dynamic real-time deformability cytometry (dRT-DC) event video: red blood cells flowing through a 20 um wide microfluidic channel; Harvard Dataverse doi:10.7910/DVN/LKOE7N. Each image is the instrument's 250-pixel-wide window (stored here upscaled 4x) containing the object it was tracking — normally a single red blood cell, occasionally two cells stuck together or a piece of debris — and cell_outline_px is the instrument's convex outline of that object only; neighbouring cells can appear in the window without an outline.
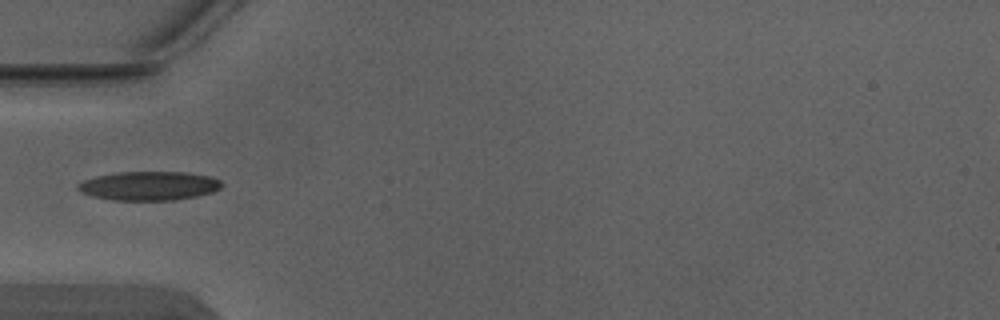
{"species": "Egyptian fruit bat (a non-hibernating species)", "species_latin": "Rousettus aegyptiacus", "temperature_condition": "warm", "stored_images_in_passage": 6, "camera_frame_rate_fps": 3000, "um_per_image_px": 0.085, "animal": {"sex": "male"}, "frame": {"image": 1, "passage_image": 5, "time_ms": 1.333, "image_size_px": [1000, 320], "cell_outline_px": [[224, 184], [220, 188], [212, 192], [196, 196], [172, 200], [112, 200], [92, 196], [80, 192], [76, 188], [76, 184], [84, 180], [96, 176], [116, 172], [184, 172], [212, 176], [220, 180]], "centroid_in_image_um": [12.65, 15.79], "position_along_channel_um": 72.4, "area_um2": 24.39}}
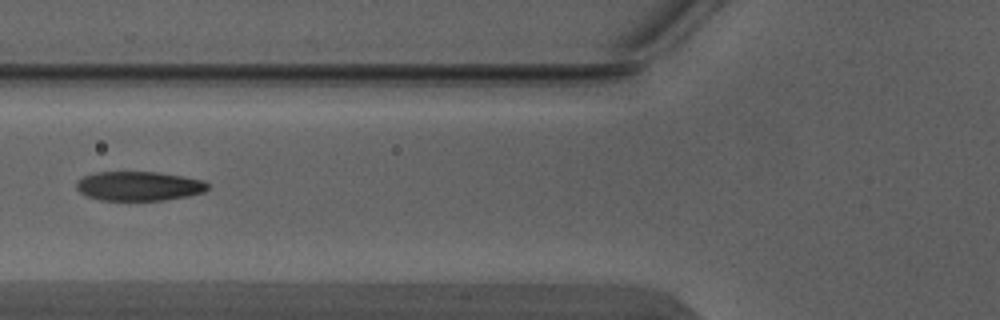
{"frame": {"image": 2, "passage_image": 6, "time_ms": 1.667, "image_size_px": [1000, 320], "cell_outline_px": [[208, 188], [204, 192], [188, 196], [164, 200], [100, 200], [88, 196], [80, 192], [76, 188], [76, 180], [84, 176], [96, 172], [156, 172], [184, 176], [204, 180], [208, 184]], "centroid_in_image_um": [11.81, 15.81], "position_along_channel_um": 114.0, "area_um2": 22.48}}